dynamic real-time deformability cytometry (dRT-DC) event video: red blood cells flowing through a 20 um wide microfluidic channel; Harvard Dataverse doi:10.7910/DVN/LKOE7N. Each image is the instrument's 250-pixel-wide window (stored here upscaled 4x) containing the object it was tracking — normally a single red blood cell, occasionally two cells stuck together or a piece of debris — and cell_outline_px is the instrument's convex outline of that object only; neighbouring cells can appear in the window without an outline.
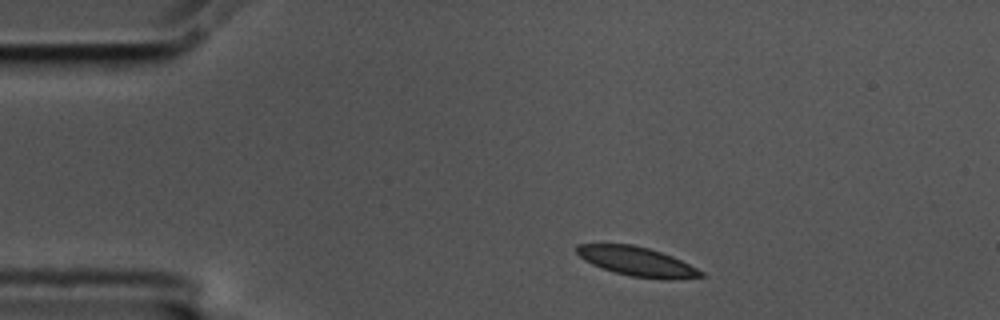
{"species": "common noctule bat (a hibernating species)", "species_latin": "Nyctalus noctula", "temperature_condition": "cold", "stored_images_in_passage": 2, "camera_frame_rate_fps": 3000, "um_per_image_px": 0.085, "animal": {"sex": "male", "body_mass_g": 17.5, "forearm_length_mm": 52.3}, "frame": {"image": 1, "passage_image": 1, "time_ms": 0.0, "image_size_px": [1000, 320], "cell_outline_px": [[704, 276], [668, 280], [664, 280], [632, 276], [616, 272], [592, 264], [584, 260], [576, 252], [576, 244], [632, 244], [648, 248], [672, 256], [704, 272]], "centroid_in_image_um": [54.14, 22.22], "position_along_channel_um": 30.9, "area_um2": 20.87}}